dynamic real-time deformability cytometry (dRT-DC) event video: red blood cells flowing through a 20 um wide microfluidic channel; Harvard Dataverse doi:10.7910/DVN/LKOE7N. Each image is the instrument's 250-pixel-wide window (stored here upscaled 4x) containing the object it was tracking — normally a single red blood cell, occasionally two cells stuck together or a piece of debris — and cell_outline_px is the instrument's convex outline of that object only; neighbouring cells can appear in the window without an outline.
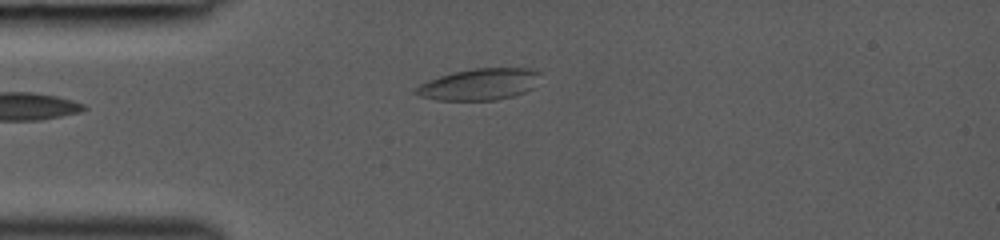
{"species": "common noctule bat (a hibernating species)", "species_latin": "Nyctalus noctula", "temperature_condition": "room temperature", "stored_images_in_passage": 33, "camera_frame_rate_fps": 3000, "um_per_image_px": 0.085, "animal": {"sex": "female", "body_mass_g": 19.0, "forearm_length_mm": 53.3}, "frame": {"image": 1, "passage_image": 1, "time_ms": 0.0, "image_size_px": [1000, 240], "cell_outline_px": [[540, 72], [536, 88], [512, 96], [496, 100], [436, 100], [420, 96], [412, 92], [420, 84], [440, 76], [452, 72], [472, 68], [528, 68]], "centroid_in_image_um": [40.76, 7.16], "position_along_channel_um": 44.2, "area_um2": 22.95}}
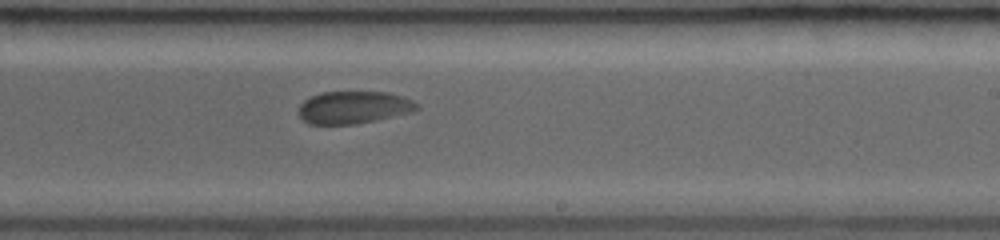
{"frame": {"image": 2, "passage_image": 17, "time_ms": 5.333, "image_size_px": [1000, 240], "cell_outline_px": [[420, 108], [412, 112], [376, 120], [356, 124], [308, 124], [300, 116], [300, 104], [304, 100], [320, 92], [388, 92], [404, 96], [420, 104]], "centroid_in_image_um": [30.11, 9.12], "position_along_channel_um": 258.9, "area_um2": 22.43}}
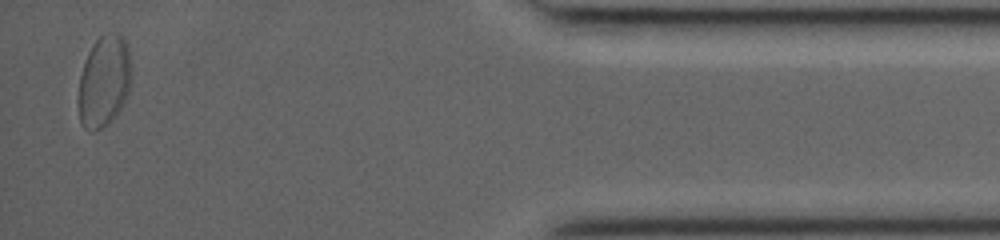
{"frame": {"image": 3, "passage_image": 32, "time_ms": 10.333, "image_size_px": [1000, 240], "cell_outline_px": [[128, 92], [116, 116], [112, 120], [100, 128], [92, 132], [84, 128], [80, 124], [80, 76], [88, 52], [92, 44], [100, 36], [108, 32], [116, 32], [128, 40]], "centroid_in_image_um": [8.83, 6.88], "position_along_channel_um": 426.4, "area_um2": 27.51}}